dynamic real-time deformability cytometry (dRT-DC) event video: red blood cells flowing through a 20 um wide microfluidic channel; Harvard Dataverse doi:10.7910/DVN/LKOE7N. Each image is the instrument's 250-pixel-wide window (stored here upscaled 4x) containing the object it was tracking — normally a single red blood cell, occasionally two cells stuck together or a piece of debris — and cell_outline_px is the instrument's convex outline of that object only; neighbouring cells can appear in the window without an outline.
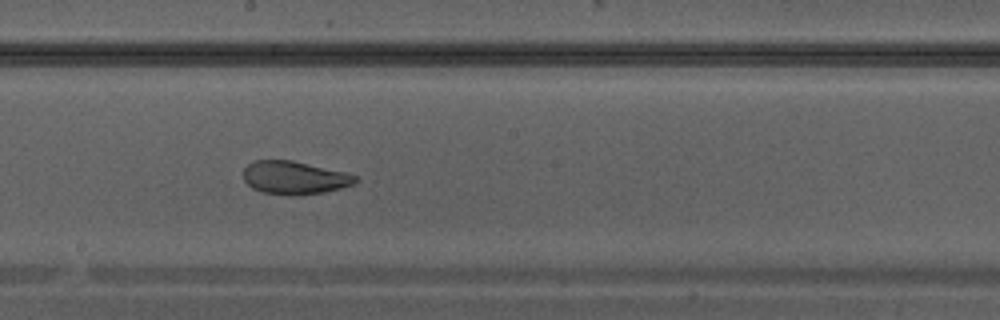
{"species": "Egyptian fruit bat (a non-hibernating species)", "species_latin": "Rousettus aegyptiacus", "temperature_condition": "warm", "stored_images_in_passage": 23, "camera_frame_rate_fps": 3000, "um_per_image_px": 0.085, "animal": {"sex": "male"}, "frame": {"image": 1, "passage_image": 10, "time_ms": 3.0, "image_size_px": [1000, 320], "cell_outline_px": [[360, 180], [352, 184], [340, 188], [324, 192], [296, 196], [264, 192], [252, 188], [244, 180], [244, 168], [248, 164], [256, 160], [292, 160], [344, 172], [356, 176]], "centroid_in_image_um": [25.02, 15.1], "position_along_channel_um": 223.2, "area_um2": 21.44}}